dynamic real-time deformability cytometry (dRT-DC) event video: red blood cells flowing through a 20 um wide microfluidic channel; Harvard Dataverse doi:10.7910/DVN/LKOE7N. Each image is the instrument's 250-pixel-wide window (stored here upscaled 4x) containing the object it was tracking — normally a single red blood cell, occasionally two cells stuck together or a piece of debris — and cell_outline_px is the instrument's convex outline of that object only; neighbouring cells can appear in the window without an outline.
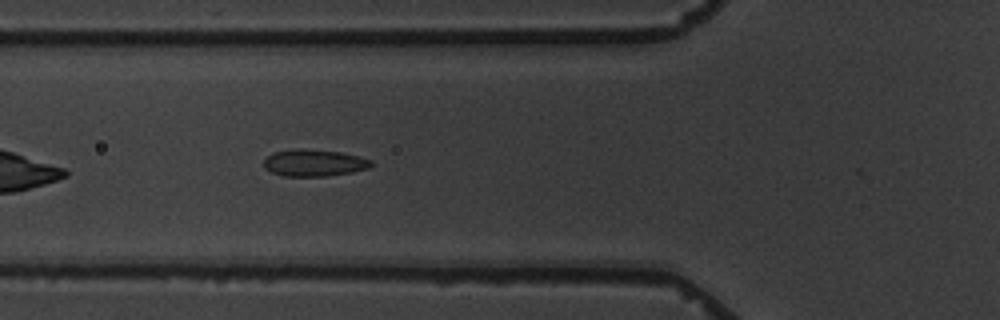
{"species": "common noctule bat (a hibernating species)", "species_latin": "Nyctalus noctula", "temperature_condition": "warm", "stored_images_in_passage": 7, "camera_frame_rate_fps": 3000, "um_per_image_px": 0.085, "animal": {"sex": "male", "body_mass_g": 19.5, "forearm_length_mm": 54.6}, "frame": {"image": 1, "passage_image": 7, "time_ms": 7.0, "image_size_px": [1000, 320], "cell_outline_px": [[372, 164], [368, 168], [352, 172], [324, 176], [284, 176], [272, 172], [264, 168], [264, 160], [272, 152], [300, 148], [340, 152], [372, 160]], "centroid_in_image_um": [26.66, 13.84], "position_along_channel_um": 99.1, "area_um2": 16.65}}